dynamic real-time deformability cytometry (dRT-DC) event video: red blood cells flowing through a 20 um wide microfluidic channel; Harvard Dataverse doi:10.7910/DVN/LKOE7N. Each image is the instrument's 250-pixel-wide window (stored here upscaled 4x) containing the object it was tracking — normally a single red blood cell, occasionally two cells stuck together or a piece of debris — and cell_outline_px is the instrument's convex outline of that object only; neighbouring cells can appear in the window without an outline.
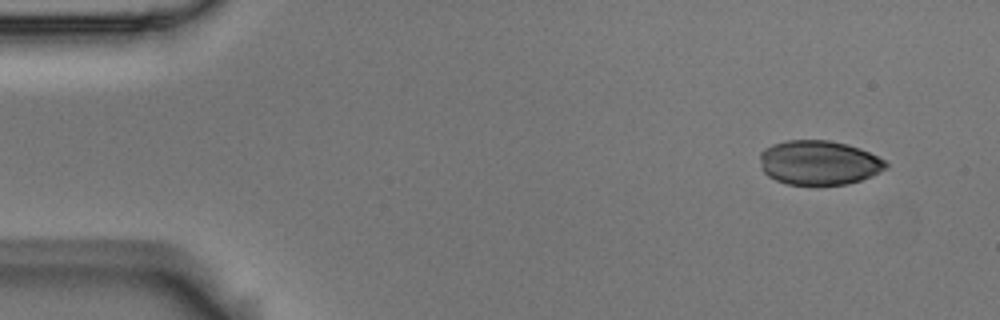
{"species": "Egyptian fruit bat (a non-hibernating species)", "species_latin": "Rousettus aegyptiacus", "temperature_condition": "room temperature", "stored_images_in_passage": 5, "camera_frame_rate_fps": 3000, "um_per_image_px": 0.085, "animal": {"sex": "male"}, "frame": {"image": 1, "passage_image": 1, "time_ms": 0.0, "image_size_px": [1000, 320], "cell_outline_px": [[888, 168], [872, 176], [848, 184], [788, 184], [776, 180], [768, 176], [760, 168], [760, 152], [764, 148], [772, 144], [784, 140], [828, 140], [848, 144], [860, 148], [884, 160], [888, 164]], "centroid_in_image_um": [69.59, 13.81], "position_along_channel_um": 15.4, "area_um2": 32.71}}